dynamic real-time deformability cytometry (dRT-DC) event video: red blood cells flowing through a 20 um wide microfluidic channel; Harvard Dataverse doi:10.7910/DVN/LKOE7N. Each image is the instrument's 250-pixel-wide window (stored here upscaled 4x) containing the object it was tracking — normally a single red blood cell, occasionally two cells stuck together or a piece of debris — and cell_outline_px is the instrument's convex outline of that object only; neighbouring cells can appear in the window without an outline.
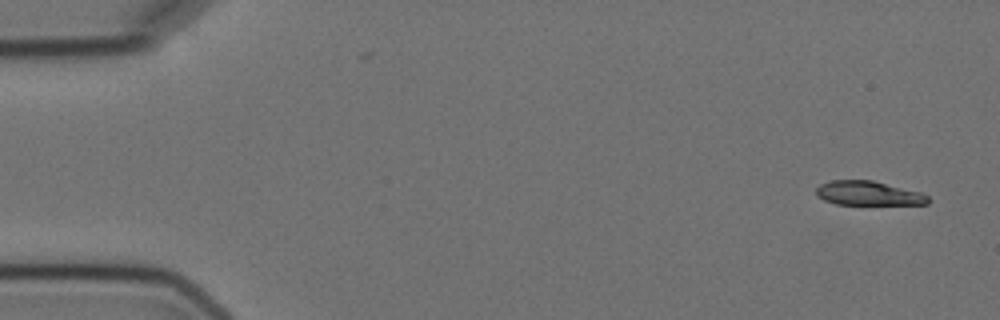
{"species": "Egyptian fruit bat (a non-hibernating species)", "species_latin": "Rousettus aegyptiacus", "temperature_condition": "cold", "stored_images_in_passage": 5, "camera_frame_rate_fps": 3000, "um_per_image_px": 0.085, "animal": {"sex": "female"}, "frame": {"image": 1, "passage_image": 1, "time_ms": 0.0, "image_size_px": [1000, 320], "cell_outline_px": [[932, 200], [928, 204], [836, 204], [824, 200], [816, 196], [816, 188], [820, 184], [832, 180], [872, 180], [920, 192], [928, 196]], "centroid_in_image_um": [73.8, 16.43], "position_along_channel_um": 11.2, "area_um2": 15.78}}
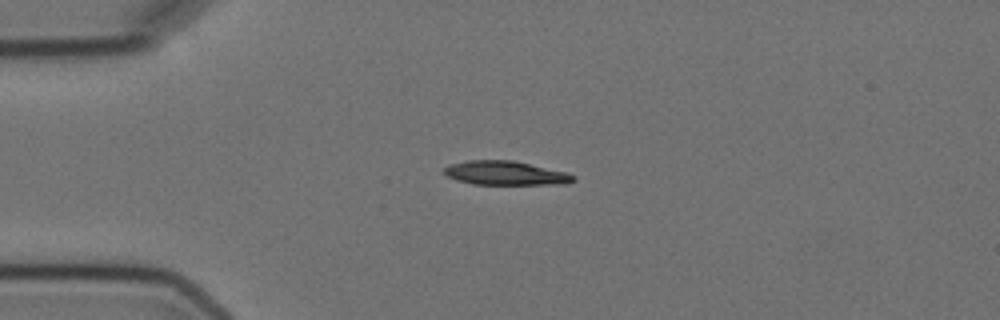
{"frame": {"image": 2, "passage_image": 4, "time_ms": 3.667, "image_size_px": [1000, 320], "cell_outline_px": [[576, 180], [568, 184], [472, 184], [456, 180], [448, 176], [444, 172], [444, 168], [452, 164], [468, 160], [512, 160], [568, 172], [576, 176]], "centroid_in_image_um": [43.02, 14.71], "position_along_channel_um": 42.0, "area_um2": 18.09}}